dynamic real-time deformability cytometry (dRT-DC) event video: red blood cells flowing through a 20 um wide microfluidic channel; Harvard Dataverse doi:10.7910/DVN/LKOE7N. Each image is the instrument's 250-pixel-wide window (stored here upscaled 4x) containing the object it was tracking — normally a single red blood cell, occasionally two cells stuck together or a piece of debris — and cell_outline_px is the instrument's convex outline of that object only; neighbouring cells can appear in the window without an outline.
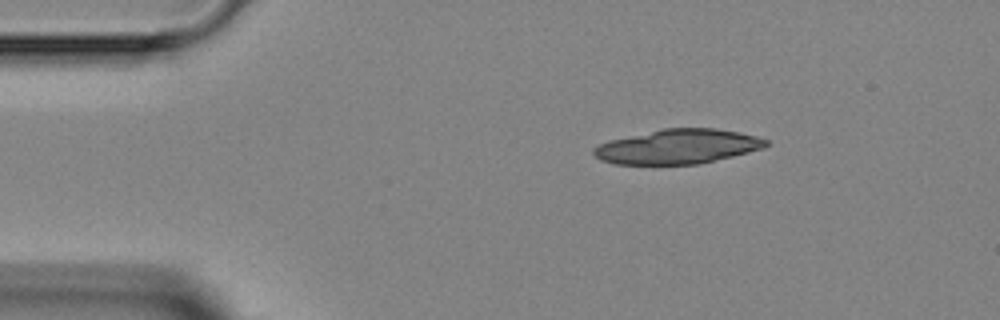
{"species": "Egyptian fruit bat (a non-hibernating species)", "species_latin": "Rousettus aegyptiacus", "temperature_condition": "room temperature", "stored_images_in_passage": 3, "camera_frame_rate_fps": 3000, "um_per_image_px": 0.085, "animal": {"sex": "female"}, "frame": {"image": 1, "passage_image": 1, "time_ms": 0.0, "image_size_px": [1000, 320], "cell_outline_px": [[768, 144], [764, 148], [732, 156], [696, 164], [616, 164], [600, 160], [592, 152], [592, 148], [608, 140], [664, 128], [716, 128], [740, 132], [756, 136], [768, 140]], "centroid_in_image_um": [57.6, 12.45], "position_along_channel_um": 27.4, "area_um2": 34.56}}